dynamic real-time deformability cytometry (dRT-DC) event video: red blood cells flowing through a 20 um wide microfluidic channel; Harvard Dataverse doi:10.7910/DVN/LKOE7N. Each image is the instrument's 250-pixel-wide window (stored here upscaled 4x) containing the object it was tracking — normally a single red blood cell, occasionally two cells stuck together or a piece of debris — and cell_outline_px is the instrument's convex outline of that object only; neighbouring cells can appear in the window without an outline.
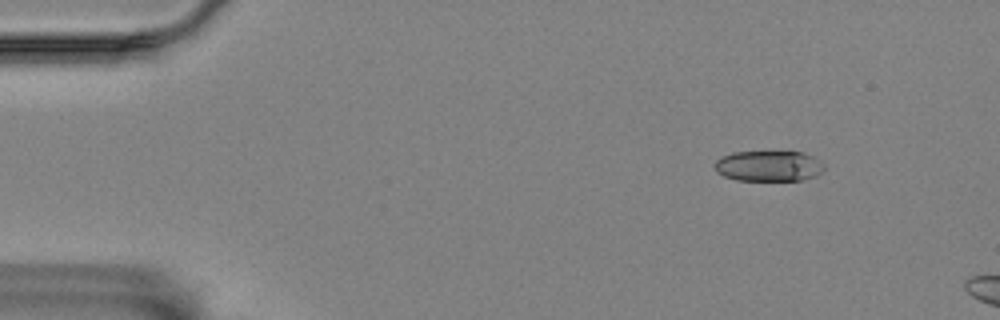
{"species": "Egyptian fruit bat (a non-hibernating species)", "species_latin": "Rousettus aegyptiacus", "temperature_condition": "room temperature", "stored_images_in_passage": 3, "camera_frame_rate_fps": 3000, "um_per_image_px": 0.085, "animal": {"sex": "female"}, "frame": {"image": 1, "passage_image": 1, "time_ms": 0.0, "image_size_px": [1000, 320], "cell_outline_px": [[824, 168], [816, 176], [800, 180], [736, 180], [724, 176], [716, 172], [716, 160], [720, 156], [732, 152], [804, 152], [812, 156], [824, 164]], "centroid_in_image_um": [65.32, 14.11], "position_along_channel_um": 19.7, "area_um2": 19.48}}